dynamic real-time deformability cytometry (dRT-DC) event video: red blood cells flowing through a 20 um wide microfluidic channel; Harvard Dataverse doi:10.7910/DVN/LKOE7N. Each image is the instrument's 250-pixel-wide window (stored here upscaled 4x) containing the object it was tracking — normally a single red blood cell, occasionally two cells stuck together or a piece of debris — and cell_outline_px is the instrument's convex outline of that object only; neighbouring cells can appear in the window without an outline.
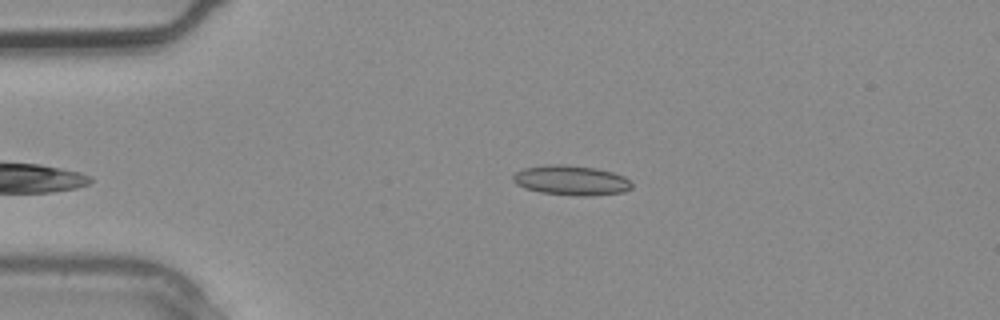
{"species": "common noctule bat (a hibernating species)", "species_latin": "Nyctalus noctula", "temperature_condition": "warm", "stored_images_in_passage": 2, "camera_frame_rate_fps": 3000, "um_per_image_px": 0.085, "animal": {"sex": "male", "body_mass_g": 20.4}, "frame": {"image": 1, "passage_image": 1, "time_ms": 0.0, "image_size_px": [1000, 320], "cell_outline_px": [[632, 188], [624, 192], [588, 196], [576, 196], [540, 192], [524, 188], [516, 184], [512, 180], [512, 176], [516, 172], [524, 168], [544, 164], [564, 164], [596, 168], [612, 172], [624, 176], [632, 184]], "centroid_in_image_um": [48.53, 15.32], "position_along_channel_um": 36.5, "area_um2": 20.81}}